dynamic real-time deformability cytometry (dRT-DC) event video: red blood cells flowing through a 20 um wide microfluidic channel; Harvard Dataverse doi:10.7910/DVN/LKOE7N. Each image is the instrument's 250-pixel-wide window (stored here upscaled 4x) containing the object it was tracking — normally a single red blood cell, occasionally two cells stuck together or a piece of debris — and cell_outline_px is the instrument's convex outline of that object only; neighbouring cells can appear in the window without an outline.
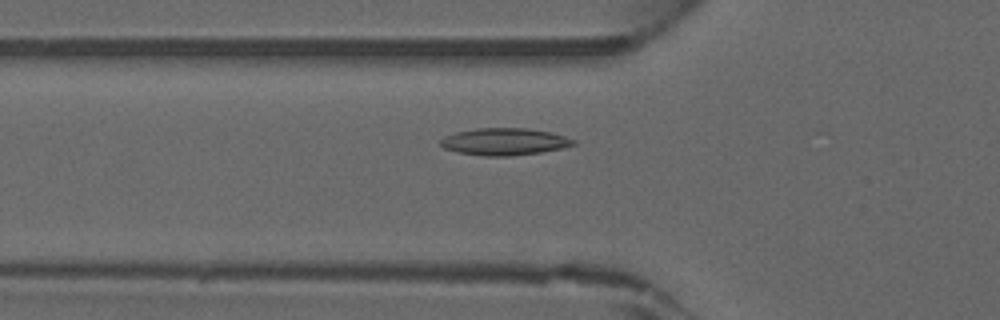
{"species": "common noctule bat (a hibernating species)", "species_latin": "Nyctalus noctula", "temperature_condition": "warm", "stored_images_in_passage": 45, "camera_frame_rate_fps": 3000, "um_per_image_px": 0.085, "animal": {"sex": "male", "forearm_length_mm": 52.5}, "frame": {"image": 1, "passage_image": 16, "time_ms": 5.0, "image_size_px": [1000, 320], "cell_outline_px": [[576, 144], [564, 148], [540, 152], [512, 156], [484, 156], [456, 152], [444, 148], [440, 144], [440, 140], [444, 136], [456, 132], [476, 128], [528, 128], [552, 132], [576, 140]], "centroid_in_image_um": [42.88, 12.04], "position_along_channel_um": 82.9, "area_um2": 21.15}}
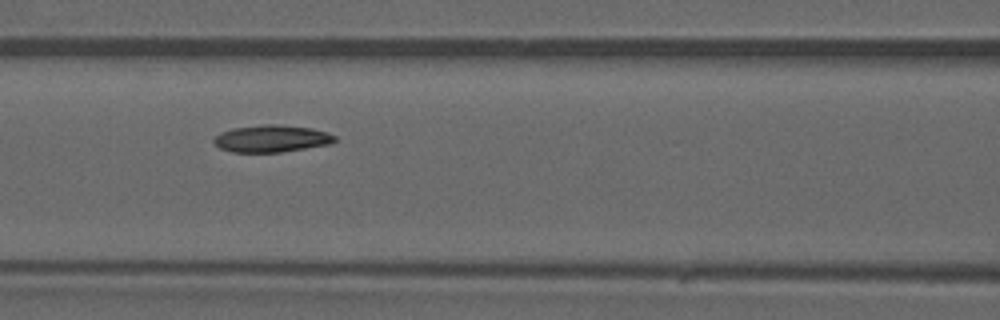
{"frame": {"image": 2, "passage_image": 20, "time_ms": 6.333, "image_size_px": [1000, 320], "cell_outline_px": [[336, 140], [328, 144], [280, 152], [232, 152], [220, 148], [212, 140], [220, 132], [232, 128], [268, 124], [280, 124], [312, 128], [328, 132], [336, 136]], "centroid_in_image_um": [23.08, 11.77], "position_along_channel_um": 143.5, "area_um2": 19.02}}
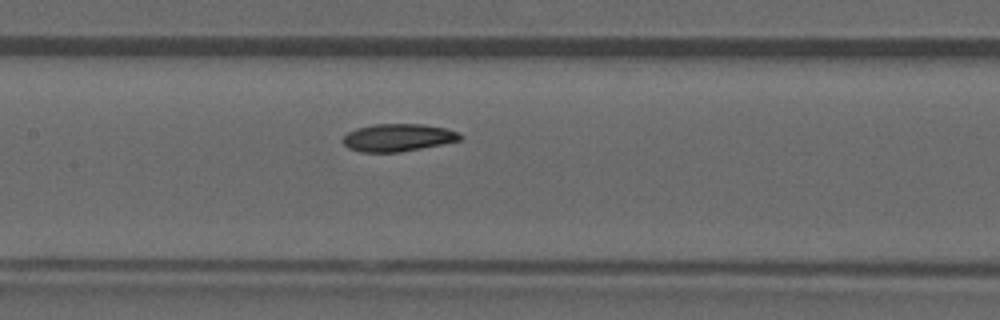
{"frame": {"image": 3, "passage_image": 22, "time_ms": 7.0, "image_size_px": [1000, 320], "cell_outline_px": [[464, 136], [460, 140], [400, 152], [360, 152], [348, 148], [340, 140], [348, 132], [356, 128], [372, 124], [424, 124], [444, 128], [460, 132]], "centroid_in_image_um": [33.8, 11.69], "position_along_channel_um": 173.6, "area_um2": 18.9}}